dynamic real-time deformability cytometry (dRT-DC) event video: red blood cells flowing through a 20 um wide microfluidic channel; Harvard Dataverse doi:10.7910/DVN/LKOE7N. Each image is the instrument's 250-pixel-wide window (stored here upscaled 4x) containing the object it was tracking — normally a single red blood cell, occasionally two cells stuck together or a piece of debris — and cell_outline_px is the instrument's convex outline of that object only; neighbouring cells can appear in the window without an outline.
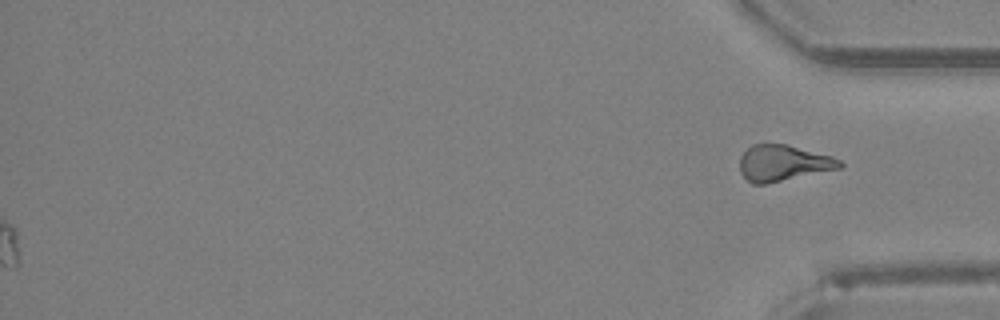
{"species": "Egyptian fruit bat (a non-hibernating species)", "species_latin": "Rousettus aegyptiacus", "temperature_condition": "room temperature", "stored_images_in_passage": 42, "segment_of_instrument_passage": [2, 2], "camera_frame_rate_fps": 3000, "um_per_image_px": 0.085, "animal": {"sex": "female"}, "frame": {"image": 1, "passage_image": 42, "time_ms": 13.667, "image_size_px": [1000, 320], "cell_outline_px": [[844, 164], [840, 168], [764, 184], [752, 184], [740, 172], [740, 156], [752, 144], [788, 144], [832, 156], [840, 160]], "centroid_in_image_um": [66.56, 13.84], "position_along_channel_um": 368.6, "area_um2": 20.87}}